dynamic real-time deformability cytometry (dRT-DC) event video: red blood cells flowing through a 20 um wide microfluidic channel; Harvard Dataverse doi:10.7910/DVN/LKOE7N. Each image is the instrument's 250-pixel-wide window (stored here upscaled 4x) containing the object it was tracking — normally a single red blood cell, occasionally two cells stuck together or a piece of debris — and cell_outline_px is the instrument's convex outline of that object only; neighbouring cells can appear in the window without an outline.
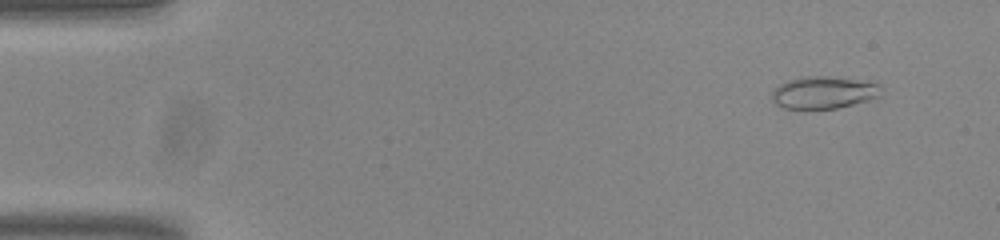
{"species": "common noctule bat (a hibernating species)", "species_latin": "Nyctalus noctula", "temperature_condition": "room temperature", "stored_images_in_passage": 53, "camera_frame_rate_fps": 3000, "um_per_image_px": 0.085, "animal": {"sex": "male", "body_mass_g": 20.0, "forearm_length_mm": 53.3}, "frame": {"image": 1, "passage_image": 4, "time_ms": 1.0, "image_size_px": [1000, 240], "cell_outline_px": [[880, 96], [868, 100], [836, 108], [804, 112], [784, 108], [776, 104], [772, 100], [772, 92], [780, 84], [788, 80], [804, 76], [828, 76], [856, 80], [880, 84]], "centroid_in_image_um": [69.94, 7.91], "position_along_channel_um": 15.1, "area_um2": 20.92}}
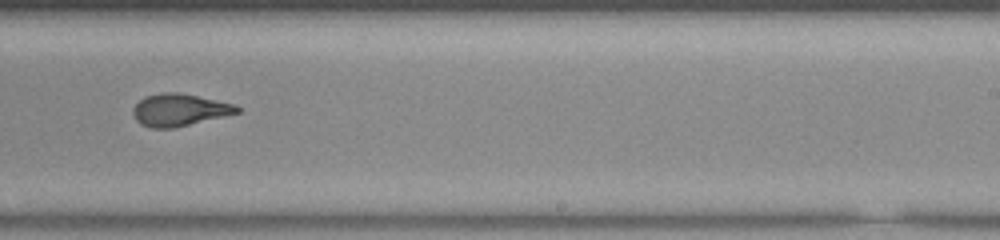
{"frame": {"image": 2, "passage_image": 33, "time_ms": 10.667, "image_size_px": [1000, 240], "cell_outline_px": [[240, 112], [172, 128], [152, 128], [140, 124], [136, 120], [132, 112], [132, 108], [144, 96], [160, 92], [176, 92], [236, 104], [240, 108]], "centroid_in_image_um": [15.21, 9.33], "position_along_channel_um": 273.8, "area_um2": 19.36}}
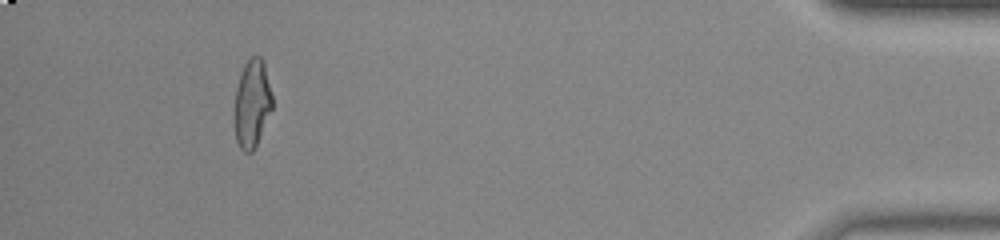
{"frame": {"image": 3, "passage_image": 49, "time_ms": 16.0, "image_size_px": [1000, 240], "cell_outline_px": [[272, 108], [256, 144], [252, 152], [244, 152], [240, 148], [236, 140], [232, 112], [236, 88], [240, 72], [244, 64], [252, 56], [260, 56], [264, 64], [272, 96]], "centroid_in_image_um": [21.37, 8.81], "position_along_channel_um": 413.8, "area_um2": 19.54}, "authors_computed_cell_mechanics": {"area_um2": 19.7676, "velocity_mm_per_s": 3.8422, "shape_relaxation_time_tau1_ms": 9.2737, "shape_relaxation_time_tau2_ms": 1.3694, "deformation_change_tau1": 0.3254, "deformation_change_tau2": 0.0967}}